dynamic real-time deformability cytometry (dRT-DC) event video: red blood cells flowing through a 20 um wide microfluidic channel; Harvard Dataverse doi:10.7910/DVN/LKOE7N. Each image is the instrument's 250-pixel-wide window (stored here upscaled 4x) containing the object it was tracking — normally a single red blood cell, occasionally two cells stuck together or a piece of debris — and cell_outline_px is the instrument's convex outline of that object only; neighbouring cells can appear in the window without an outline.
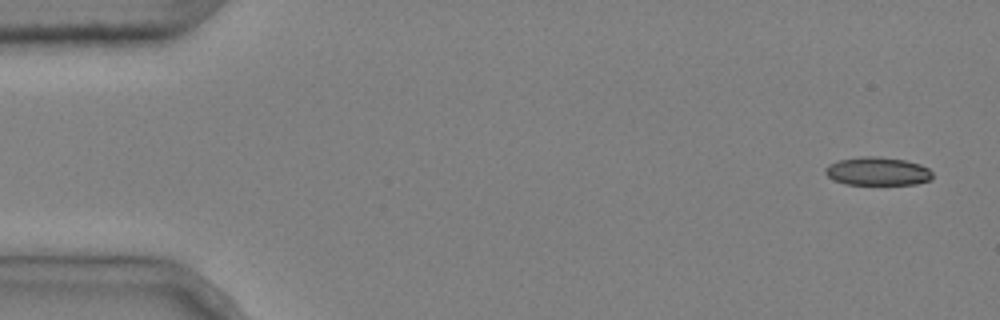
{"species": "common noctule bat (a hibernating species)", "species_latin": "Nyctalus noctula", "temperature_condition": "cold", "stored_images_in_passage": 5, "camera_frame_rate_fps": 3000, "um_per_image_px": 0.085, "animal": {"sex": "male", "body_mass_g": 20.4}, "frame": {"image": 1, "passage_image": 1, "time_ms": 0.0, "image_size_px": [1000, 320], "cell_outline_px": [[932, 176], [928, 180], [916, 184], [844, 184], [828, 176], [824, 172], [824, 168], [828, 164], [840, 160], [860, 156], [880, 156], [904, 160], [920, 164], [928, 168], [932, 172]], "centroid_in_image_um": [74.57, 14.55], "position_along_channel_um": 10.4, "area_um2": 17.63}}